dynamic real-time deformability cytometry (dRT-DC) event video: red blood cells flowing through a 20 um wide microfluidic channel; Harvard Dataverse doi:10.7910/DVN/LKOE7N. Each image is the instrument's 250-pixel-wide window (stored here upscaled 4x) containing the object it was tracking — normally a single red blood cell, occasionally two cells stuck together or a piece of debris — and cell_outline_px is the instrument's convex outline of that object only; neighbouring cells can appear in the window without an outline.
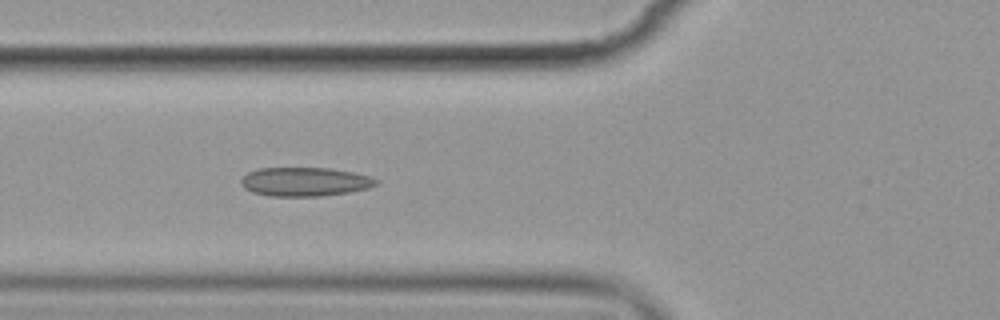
{"species": "common noctule bat (a hibernating species)", "species_latin": "Nyctalus noctula", "temperature_condition": "cold", "stored_images_in_passage": 6, "camera_frame_rate_fps": 3000, "um_per_image_px": 0.085, "animal": {"sex": "female", "body_mass_g": 19.9}, "frame": {"image": 1, "passage_image": 6, "time_ms": 5.667, "image_size_px": [1000, 320], "cell_outline_px": [[380, 180], [376, 184], [368, 188], [348, 192], [320, 196], [268, 196], [252, 192], [244, 188], [240, 184], [240, 180], [248, 172], [260, 168], [328, 168], [352, 172], [368, 176]], "centroid_in_image_um": [25.88, 15.45], "position_along_channel_um": 99.9, "area_um2": 22.66}}